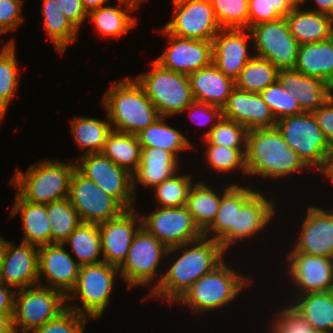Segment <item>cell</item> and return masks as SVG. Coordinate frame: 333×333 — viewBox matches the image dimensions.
Returning <instances> with one entry per match:
<instances>
[{
	"instance_id": "obj_1",
	"label": "cell",
	"mask_w": 333,
	"mask_h": 333,
	"mask_svg": "<svg viewBox=\"0 0 333 333\" xmlns=\"http://www.w3.org/2000/svg\"><path fill=\"white\" fill-rule=\"evenodd\" d=\"M192 245V246H191ZM185 249L166 273H162L150 292V297L176 302L201 276L213 271L223 261L225 250L218 241L202 237L184 245L168 248L167 254ZM224 257V258H223Z\"/></svg>"
},
{
	"instance_id": "obj_2",
	"label": "cell",
	"mask_w": 333,
	"mask_h": 333,
	"mask_svg": "<svg viewBox=\"0 0 333 333\" xmlns=\"http://www.w3.org/2000/svg\"><path fill=\"white\" fill-rule=\"evenodd\" d=\"M247 174L263 179L292 175L308 167L290 149L277 127L248 130L245 152Z\"/></svg>"
},
{
	"instance_id": "obj_3",
	"label": "cell",
	"mask_w": 333,
	"mask_h": 333,
	"mask_svg": "<svg viewBox=\"0 0 333 333\" xmlns=\"http://www.w3.org/2000/svg\"><path fill=\"white\" fill-rule=\"evenodd\" d=\"M114 84L102 100L112 130L137 135L160 117L136 79L129 76Z\"/></svg>"
},
{
	"instance_id": "obj_4",
	"label": "cell",
	"mask_w": 333,
	"mask_h": 333,
	"mask_svg": "<svg viewBox=\"0 0 333 333\" xmlns=\"http://www.w3.org/2000/svg\"><path fill=\"white\" fill-rule=\"evenodd\" d=\"M76 163H62L45 160L30 166L24 174L16 170L10 185L18 189V195L25 201L38 204L69 198L70 182Z\"/></svg>"
},
{
	"instance_id": "obj_5",
	"label": "cell",
	"mask_w": 333,
	"mask_h": 333,
	"mask_svg": "<svg viewBox=\"0 0 333 333\" xmlns=\"http://www.w3.org/2000/svg\"><path fill=\"white\" fill-rule=\"evenodd\" d=\"M238 274L223 261L194 282L177 302L200 314L225 307L251 282Z\"/></svg>"
},
{
	"instance_id": "obj_6",
	"label": "cell",
	"mask_w": 333,
	"mask_h": 333,
	"mask_svg": "<svg viewBox=\"0 0 333 333\" xmlns=\"http://www.w3.org/2000/svg\"><path fill=\"white\" fill-rule=\"evenodd\" d=\"M137 77L161 117L182 114L194 101L189 76L165 69L156 61L152 62L151 71Z\"/></svg>"
},
{
	"instance_id": "obj_7",
	"label": "cell",
	"mask_w": 333,
	"mask_h": 333,
	"mask_svg": "<svg viewBox=\"0 0 333 333\" xmlns=\"http://www.w3.org/2000/svg\"><path fill=\"white\" fill-rule=\"evenodd\" d=\"M118 273V267L104 261L80 266L76 285L66 296V302L80 297L82 307L72 304L66 307L89 319L100 318L109 303Z\"/></svg>"
},
{
	"instance_id": "obj_8",
	"label": "cell",
	"mask_w": 333,
	"mask_h": 333,
	"mask_svg": "<svg viewBox=\"0 0 333 333\" xmlns=\"http://www.w3.org/2000/svg\"><path fill=\"white\" fill-rule=\"evenodd\" d=\"M66 305V296L56 289L37 285L16 290L12 316L14 333H18L19 326L22 333H33L62 313Z\"/></svg>"
},
{
	"instance_id": "obj_9",
	"label": "cell",
	"mask_w": 333,
	"mask_h": 333,
	"mask_svg": "<svg viewBox=\"0 0 333 333\" xmlns=\"http://www.w3.org/2000/svg\"><path fill=\"white\" fill-rule=\"evenodd\" d=\"M276 127L309 168L320 171L325 163L330 145L317 124L312 112L287 116L276 122Z\"/></svg>"
},
{
	"instance_id": "obj_10",
	"label": "cell",
	"mask_w": 333,
	"mask_h": 333,
	"mask_svg": "<svg viewBox=\"0 0 333 333\" xmlns=\"http://www.w3.org/2000/svg\"><path fill=\"white\" fill-rule=\"evenodd\" d=\"M167 252L163 243L141 227L133 237L124 262L118 267L121 278L129 288L153 284L160 261Z\"/></svg>"
},
{
	"instance_id": "obj_11",
	"label": "cell",
	"mask_w": 333,
	"mask_h": 333,
	"mask_svg": "<svg viewBox=\"0 0 333 333\" xmlns=\"http://www.w3.org/2000/svg\"><path fill=\"white\" fill-rule=\"evenodd\" d=\"M76 169L115 198L125 209H133L136 195L132 174L116 165L102 152L83 154L77 159Z\"/></svg>"
},
{
	"instance_id": "obj_12",
	"label": "cell",
	"mask_w": 333,
	"mask_h": 333,
	"mask_svg": "<svg viewBox=\"0 0 333 333\" xmlns=\"http://www.w3.org/2000/svg\"><path fill=\"white\" fill-rule=\"evenodd\" d=\"M249 30L256 56L270 61L278 70L294 69L299 44L285 18L259 23Z\"/></svg>"
},
{
	"instance_id": "obj_13",
	"label": "cell",
	"mask_w": 333,
	"mask_h": 333,
	"mask_svg": "<svg viewBox=\"0 0 333 333\" xmlns=\"http://www.w3.org/2000/svg\"><path fill=\"white\" fill-rule=\"evenodd\" d=\"M82 223L101 224L126 210L77 169L72 174L69 198Z\"/></svg>"
},
{
	"instance_id": "obj_14",
	"label": "cell",
	"mask_w": 333,
	"mask_h": 333,
	"mask_svg": "<svg viewBox=\"0 0 333 333\" xmlns=\"http://www.w3.org/2000/svg\"><path fill=\"white\" fill-rule=\"evenodd\" d=\"M141 219L142 227L167 248L184 245L204 236L185 205L159 206L148 216L142 214Z\"/></svg>"
},
{
	"instance_id": "obj_15",
	"label": "cell",
	"mask_w": 333,
	"mask_h": 333,
	"mask_svg": "<svg viewBox=\"0 0 333 333\" xmlns=\"http://www.w3.org/2000/svg\"><path fill=\"white\" fill-rule=\"evenodd\" d=\"M174 17L164 29L179 37L212 41L222 29L210 0H175Z\"/></svg>"
},
{
	"instance_id": "obj_16",
	"label": "cell",
	"mask_w": 333,
	"mask_h": 333,
	"mask_svg": "<svg viewBox=\"0 0 333 333\" xmlns=\"http://www.w3.org/2000/svg\"><path fill=\"white\" fill-rule=\"evenodd\" d=\"M275 203L259 190L235 184V218L231 227V244L258 234L273 219Z\"/></svg>"
},
{
	"instance_id": "obj_17",
	"label": "cell",
	"mask_w": 333,
	"mask_h": 333,
	"mask_svg": "<svg viewBox=\"0 0 333 333\" xmlns=\"http://www.w3.org/2000/svg\"><path fill=\"white\" fill-rule=\"evenodd\" d=\"M161 33L166 35L169 44L155 61L163 68L189 76L212 63V41L179 37L164 28Z\"/></svg>"
},
{
	"instance_id": "obj_18",
	"label": "cell",
	"mask_w": 333,
	"mask_h": 333,
	"mask_svg": "<svg viewBox=\"0 0 333 333\" xmlns=\"http://www.w3.org/2000/svg\"><path fill=\"white\" fill-rule=\"evenodd\" d=\"M134 210L126 209L119 216L98 224L104 262L116 267L124 262L134 235L142 227L141 216Z\"/></svg>"
},
{
	"instance_id": "obj_19",
	"label": "cell",
	"mask_w": 333,
	"mask_h": 333,
	"mask_svg": "<svg viewBox=\"0 0 333 333\" xmlns=\"http://www.w3.org/2000/svg\"><path fill=\"white\" fill-rule=\"evenodd\" d=\"M287 260L288 274L300 290L297 295L333 291V258L290 253Z\"/></svg>"
},
{
	"instance_id": "obj_20",
	"label": "cell",
	"mask_w": 333,
	"mask_h": 333,
	"mask_svg": "<svg viewBox=\"0 0 333 333\" xmlns=\"http://www.w3.org/2000/svg\"><path fill=\"white\" fill-rule=\"evenodd\" d=\"M22 242L18 247L7 240L0 264V281L14 289L37 286L39 247Z\"/></svg>"
},
{
	"instance_id": "obj_21",
	"label": "cell",
	"mask_w": 333,
	"mask_h": 333,
	"mask_svg": "<svg viewBox=\"0 0 333 333\" xmlns=\"http://www.w3.org/2000/svg\"><path fill=\"white\" fill-rule=\"evenodd\" d=\"M64 244L52 243L39 247L38 276H45L46 285L61 291L65 296L75 287L80 265L64 249Z\"/></svg>"
},
{
	"instance_id": "obj_22",
	"label": "cell",
	"mask_w": 333,
	"mask_h": 333,
	"mask_svg": "<svg viewBox=\"0 0 333 333\" xmlns=\"http://www.w3.org/2000/svg\"><path fill=\"white\" fill-rule=\"evenodd\" d=\"M301 224L300 238L290 253H303L333 258V212L319 206L308 208Z\"/></svg>"
},
{
	"instance_id": "obj_23",
	"label": "cell",
	"mask_w": 333,
	"mask_h": 333,
	"mask_svg": "<svg viewBox=\"0 0 333 333\" xmlns=\"http://www.w3.org/2000/svg\"><path fill=\"white\" fill-rule=\"evenodd\" d=\"M221 29L212 40V63L225 75L236 80L253 57L248 54L250 30ZM244 32V33H243Z\"/></svg>"
},
{
	"instance_id": "obj_24",
	"label": "cell",
	"mask_w": 333,
	"mask_h": 333,
	"mask_svg": "<svg viewBox=\"0 0 333 333\" xmlns=\"http://www.w3.org/2000/svg\"><path fill=\"white\" fill-rule=\"evenodd\" d=\"M222 116L246 127L248 130L272 128L276 119L260 93L235 88L222 108Z\"/></svg>"
},
{
	"instance_id": "obj_25",
	"label": "cell",
	"mask_w": 333,
	"mask_h": 333,
	"mask_svg": "<svg viewBox=\"0 0 333 333\" xmlns=\"http://www.w3.org/2000/svg\"><path fill=\"white\" fill-rule=\"evenodd\" d=\"M278 81L291 92L303 112L317 110L333 95L330 84L295 69H280Z\"/></svg>"
},
{
	"instance_id": "obj_26",
	"label": "cell",
	"mask_w": 333,
	"mask_h": 333,
	"mask_svg": "<svg viewBox=\"0 0 333 333\" xmlns=\"http://www.w3.org/2000/svg\"><path fill=\"white\" fill-rule=\"evenodd\" d=\"M194 101L223 108L236 88L235 80L225 76L213 63L189 75Z\"/></svg>"
},
{
	"instance_id": "obj_27",
	"label": "cell",
	"mask_w": 333,
	"mask_h": 333,
	"mask_svg": "<svg viewBox=\"0 0 333 333\" xmlns=\"http://www.w3.org/2000/svg\"><path fill=\"white\" fill-rule=\"evenodd\" d=\"M178 167L179 159L173 153L162 148L141 147L140 164L132 174L134 194L137 183L154 188L178 173Z\"/></svg>"
},
{
	"instance_id": "obj_28",
	"label": "cell",
	"mask_w": 333,
	"mask_h": 333,
	"mask_svg": "<svg viewBox=\"0 0 333 333\" xmlns=\"http://www.w3.org/2000/svg\"><path fill=\"white\" fill-rule=\"evenodd\" d=\"M17 213L21 216L24 234L22 242L37 247L51 244V224L47 218L46 204L25 201L17 194L11 216Z\"/></svg>"
},
{
	"instance_id": "obj_29",
	"label": "cell",
	"mask_w": 333,
	"mask_h": 333,
	"mask_svg": "<svg viewBox=\"0 0 333 333\" xmlns=\"http://www.w3.org/2000/svg\"><path fill=\"white\" fill-rule=\"evenodd\" d=\"M294 69L333 87V39L299 45Z\"/></svg>"
},
{
	"instance_id": "obj_30",
	"label": "cell",
	"mask_w": 333,
	"mask_h": 333,
	"mask_svg": "<svg viewBox=\"0 0 333 333\" xmlns=\"http://www.w3.org/2000/svg\"><path fill=\"white\" fill-rule=\"evenodd\" d=\"M285 19L290 32L299 45L318 43L331 38L332 17L311 11L293 8Z\"/></svg>"
},
{
	"instance_id": "obj_31",
	"label": "cell",
	"mask_w": 333,
	"mask_h": 333,
	"mask_svg": "<svg viewBox=\"0 0 333 333\" xmlns=\"http://www.w3.org/2000/svg\"><path fill=\"white\" fill-rule=\"evenodd\" d=\"M294 298L291 306L316 332L333 333V291L306 293Z\"/></svg>"
},
{
	"instance_id": "obj_32",
	"label": "cell",
	"mask_w": 333,
	"mask_h": 333,
	"mask_svg": "<svg viewBox=\"0 0 333 333\" xmlns=\"http://www.w3.org/2000/svg\"><path fill=\"white\" fill-rule=\"evenodd\" d=\"M117 2L125 5V9L106 5L88 12L87 17L91 18L90 22L94 23L96 31L103 37L120 38L136 25L134 17L129 13L137 7L129 2L120 0H117Z\"/></svg>"
},
{
	"instance_id": "obj_33",
	"label": "cell",
	"mask_w": 333,
	"mask_h": 333,
	"mask_svg": "<svg viewBox=\"0 0 333 333\" xmlns=\"http://www.w3.org/2000/svg\"><path fill=\"white\" fill-rule=\"evenodd\" d=\"M198 181L194 183L186 200V208L191 213L194 222L204 232L214 221L221 203L222 194ZM217 193V194H216Z\"/></svg>"
},
{
	"instance_id": "obj_34",
	"label": "cell",
	"mask_w": 333,
	"mask_h": 333,
	"mask_svg": "<svg viewBox=\"0 0 333 333\" xmlns=\"http://www.w3.org/2000/svg\"><path fill=\"white\" fill-rule=\"evenodd\" d=\"M166 117H159L153 124L137 134L141 147L162 148L173 153L178 159L180 151L193 147L190 140L177 129L165 123Z\"/></svg>"
},
{
	"instance_id": "obj_35",
	"label": "cell",
	"mask_w": 333,
	"mask_h": 333,
	"mask_svg": "<svg viewBox=\"0 0 333 333\" xmlns=\"http://www.w3.org/2000/svg\"><path fill=\"white\" fill-rule=\"evenodd\" d=\"M102 153L133 174L140 164L141 145L137 135L112 130L106 137Z\"/></svg>"
},
{
	"instance_id": "obj_36",
	"label": "cell",
	"mask_w": 333,
	"mask_h": 333,
	"mask_svg": "<svg viewBox=\"0 0 333 333\" xmlns=\"http://www.w3.org/2000/svg\"><path fill=\"white\" fill-rule=\"evenodd\" d=\"M106 120L92 117H75L71 120V132L74 140L85 153L102 152L106 137L112 131L108 116Z\"/></svg>"
},
{
	"instance_id": "obj_37",
	"label": "cell",
	"mask_w": 333,
	"mask_h": 333,
	"mask_svg": "<svg viewBox=\"0 0 333 333\" xmlns=\"http://www.w3.org/2000/svg\"><path fill=\"white\" fill-rule=\"evenodd\" d=\"M44 28L54 47L64 54L69 43L77 38L78 29L64 16L56 0H42Z\"/></svg>"
},
{
	"instance_id": "obj_38",
	"label": "cell",
	"mask_w": 333,
	"mask_h": 333,
	"mask_svg": "<svg viewBox=\"0 0 333 333\" xmlns=\"http://www.w3.org/2000/svg\"><path fill=\"white\" fill-rule=\"evenodd\" d=\"M63 244L71 245L80 266L103 262V259H99L102 251L98 224L81 222Z\"/></svg>"
},
{
	"instance_id": "obj_39",
	"label": "cell",
	"mask_w": 333,
	"mask_h": 333,
	"mask_svg": "<svg viewBox=\"0 0 333 333\" xmlns=\"http://www.w3.org/2000/svg\"><path fill=\"white\" fill-rule=\"evenodd\" d=\"M278 69L268 60L253 55L235 80L237 89L261 93L278 80Z\"/></svg>"
},
{
	"instance_id": "obj_40",
	"label": "cell",
	"mask_w": 333,
	"mask_h": 333,
	"mask_svg": "<svg viewBox=\"0 0 333 333\" xmlns=\"http://www.w3.org/2000/svg\"><path fill=\"white\" fill-rule=\"evenodd\" d=\"M234 218L235 184L233 183L225 186L218 213L213 223L203 232L204 237L218 241L223 249L227 251L231 245V227H234ZM211 230L213 231L212 234L210 233Z\"/></svg>"
},
{
	"instance_id": "obj_41",
	"label": "cell",
	"mask_w": 333,
	"mask_h": 333,
	"mask_svg": "<svg viewBox=\"0 0 333 333\" xmlns=\"http://www.w3.org/2000/svg\"><path fill=\"white\" fill-rule=\"evenodd\" d=\"M46 214L51 224V244H63L81 223L68 198L46 204Z\"/></svg>"
},
{
	"instance_id": "obj_42",
	"label": "cell",
	"mask_w": 333,
	"mask_h": 333,
	"mask_svg": "<svg viewBox=\"0 0 333 333\" xmlns=\"http://www.w3.org/2000/svg\"><path fill=\"white\" fill-rule=\"evenodd\" d=\"M15 41L11 39L0 50V114L7 111L16 90L18 89V63L15 52Z\"/></svg>"
},
{
	"instance_id": "obj_43",
	"label": "cell",
	"mask_w": 333,
	"mask_h": 333,
	"mask_svg": "<svg viewBox=\"0 0 333 333\" xmlns=\"http://www.w3.org/2000/svg\"><path fill=\"white\" fill-rule=\"evenodd\" d=\"M247 134L248 129L246 127L222 116L220 119H216L214 125L209 128L202 139L206 144L246 149Z\"/></svg>"
},
{
	"instance_id": "obj_44",
	"label": "cell",
	"mask_w": 333,
	"mask_h": 333,
	"mask_svg": "<svg viewBox=\"0 0 333 333\" xmlns=\"http://www.w3.org/2000/svg\"><path fill=\"white\" fill-rule=\"evenodd\" d=\"M193 181L190 175H177L165 179L154 187L156 199L161 207H181L186 204Z\"/></svg>"
},
{
	"instance_id": "obj_45",
	"label": "cell",
	"mask_w": 333,
	"mask_h": 333,
	"mask_svg": "<svg viewBox=\"0 0 333 333\" xmlns=\"http://www.w3.org/2000/svg\"><path fill=\"white\" fill-rule=\"evenodd\" d=\"M260 95L271 110L276 121L303 112L291 92L278 80L269 85Z\"/></svg>"
},
{
	"instance_id": "obj_46",
	"label": "cell",
	"mask_w": 333,
	"mask_h": 333,
	"mask_svg": "<svg viewBox=\"0 0 333 333\" xmlns=\"http://www.w3.org/2000/svg\"><path fill=\"white\" fill-rule=\"evenodd\" d=\"M222 29H248V0H210Z\"/></svg>"
},
{
	"instance_id": "obj_47",
	"label": "cell",
	"mask_w": 333,
	"mask_h": 333,
	"mask_svg": "<svg viewBox=\"0 0 333 333\" xmlns=\"http://www.w3.org/2000/svg\"><path fill=\"white\" fill-rule=\"evenodd\" d=\"M207 149L205 155L207 162L218 172H231L241 169L244 175H247L245 152L246 149H235L219 146L217 144H205Z\"/></svg>"
},
{
	"instance_id": "obj_48",
	"label": "cell",
	"mask_w": 333,
	"mask_h": 333,
	"mask_svg": "<svg viewBox=\"0 0 333 333\" xmlns=\"http://www.w3.org/2000/svg\"><path fill=\"white\" fill-rule=\"evenodd\" d=\"M292 9L286 0H248V29L262 22L285 18Z\"/></svg>"
},
{
	"instance_id": "obj_49",
	"label": "cell",
	"mask_w": 333,
	"mask_h": 333,
	"mask_svg": "<svg viewBox=\"0 0 333 333\" xmlns=\"http://www.w3.org/2000/svg\"><path fill=\"white\" fill-rule=\"evenodd\" d=\"M89 318L66 308L56 318L46 322L33 333H84Z\"/></svg>"
},
{
	"instance_id": "obj_50",
	"label": "cell",
	"mask_w": 333,
	"mask_h": 333,
	"mask_svg": "<svg viewBox=\"0 0 333 333\" xmlns=\"http://www.w3.org/2000/svg\"><path fill=\"white\" fill-rule=\"evenodd\" d=\"M271 333H319L289 303L288 307L276 313Z\"/></svg>"
},
{
	"instance_id": "obj_51",
	"label": "cell",
	"mask_w": 333,
	"mask_h": 333,
	"mask_svg": "<svg viewBox=\"0 0 333 333\" xmlns=\"http://www.w3.org/2000/svg\"><path fill=\"white\" fill-rule=\"evenodd\" d=\"M23 0H0V34L10 32L23 22Z\"/></svg>"
},
{
	"instance_id": "obj_52",
	"label": "cell",
	"mask_w": 333,
	"mask_h": 333,
	"mask_svg": "<svg viewBox=\"0 0 333 333\" xmlns=\"http://www.w3.org/2000/svg\"><path fill=\"white\" fill-rule=\"evenodd\" d=\"M312 113L326 141L333 145V95Z\"/></svg>"
},
{
	"instance_id": "obj_53",
	"label": "cell",
	"mask_w": 333,
	"mask_h": 333,
	"mask_svg": "<svg viewBox=\"0 0 333 333\" xmlns=\"http://www.w3.org/2000/svg\"><path fill=\"white\" fill-rule=\"evenodd\" d=\"M64 16L79 30L88 15L81 0H56Z\"/></svg>"
},
{
	"instance_id": "obj_54",
	"label": "cell",
	"mask_w": 333,
	"mask_h": 333,
	"mask_svg": "<svg viewBox=\"0 0 333 333\" xmlns=\"http://www.w3.org/2000/svg\"><path fill=\"white\" fill-rule=\"evenodd\" d=\"M188 109H189V111L190 110L192 111L191 112V114H192L191 119H194L193 121L196 122L197 124H203L204 125L205 123H207L208 121H210L212 119H216V118L220 119L222 117V108L219 107V106L212 105V104L200 103V102L193 101L186 108V110H188ZM192 117H194V118H192ZM203 118L206 121H204Z\"/></svg>"
},
{
	"instance_id": "obj_55",
	"label": "cell",
	"mask_w": 333,
	"mask_h": 333,
	"mask_svg": "<svg viewBox=\"0 0 333 333\" xmlns=\"http://www.w3.org/2000/svg\"><path fill=\"white\" fill-rule=\"evenodd\" d=\"M9 286L0 281V315L13 316L14 297L16 290H9Z\"/></svg>"
},
{
	"instance_id": "obj_56",
	"label": "cell",
	"mask_w": 333,
	"mask_h": 333,
	"mask_svg": "<svg viewBox=\"0 0 333 333\" xmlns=\"http://www.w3.org/2000/svg\"><path fill=\"white\" fill-rule=\"evenodd\" d=\"M307 1V0H305ZM319 8L308 9L333 18V0H315Z\"/></svg>"
},
{
	"instance_id": "obj_57",
	"label": "cell",
	"mask_w": 333,
	"mask_h": 333,
	"mask_svg": "<svg viewBox=\"0 0 333 333\" xmlns=\"http://www.w3.org/2000/svg\"><path fill=\"white\" fill-rule=\"evenodd\" d=\"M333 181V145L330 146L326 155L323 168L319 171Z\"/></svg>"
},
{
	"instance_id": "obj_58",
	"label": "cell",
	"mask_w": 333,
	"mask_h": 333,
	"mask_svg": "<svg viewBox=\"0 0 333 333\" xmlns=\"http://www.w3.org/2000/svg\"><path fill=\"white\" fill-rule=\"evenodd\" d=\"M0 333H14L12 316L0 315Z\"/></svg>"
},
{
	"instance_id": "obj_59",
	"label": "cell",
	"mask_w": 333,
	"mask_h": 333,
	"mask_svg": "<svg viewBox=\"0 0 333 333\" xmlns=\"http://www.w3.org/2000/svg\"><path fill=\"white\" fill-rule=\"evenodd\" d=\"M106 1L108 0H81L83 8L86 10L87 13L91 10L106 6L104 5Z\"/></svg>"
},
{
	"instance_id": "obj_60",
	"label": "cell",
	"mask_w": 333,
	"mask_h": 333,
	"mask_svg": "<svg viewBox=\"0 0 333 333\" xmlns=\"http://www.w3.org/2000/svg\"><path fill=\"white\" fill-rule=\"evenodd\" d=\"M286 1L292 8H300L299 5L305 2V0H286Z\"/></svg>"
},
{
	"instance_id": "obj_61",
	"label": "cell",
	"mask_w": 333,
	"mask_h": 333,
	"mask_svg": "<svg viewBox=\"0 0 333 333\" xmlns=\"http://www.w3.org/2000/svg\"><path fill=\"white\" fill-rule=\"evenodd\" d=\"M6 243H7V241L4 238L0 237V264L2 261V256H3V252H4Z\"/></svg>"
},
{
	"instance_id": "obj_62",
	"label": "cell",
	"mask_w": 333,
	"mask_h": 333,
	"mask_svg": "<svg viewBox=\"0 0 333 333\" xmlns=\"http://www.w3.org/2000/svg\"><path fill=\"white\" fill-rule=\"evenodd\" d=\"M120 1H125V2L132 3V4L135 5L137 8H138V5H140V3L143 2V0H120Z\"/></svg>"
},
{
	"instance_id": "obj_63",
	"label": "cell",
	"mask_w": 333,
	"mask_h": 333,
	"mask_svg": "<svg viewBox=\"0 0 333 333\" xmlns=\"http://www.w3.org/2000/svg\"><path fill=\"white\" fill-rule=\"evenodd\" d=\"M331 38L333 39V18H332V31H331Z\"/></svg>"
},
{
	"instance_id": "obj_64",
	"label": "cell",
	"mask_w": 333,
	"mask_h": 333,
	"mask_svg": "<svg viewBox=\"0 0 333 333\" xmlns=\"http://www.w3.org/2000/svg\"><path fill=\"white\" fill-rule=\"evenodd\" d=\"M3 117H4V116H3L2 114H0V122H1V120L3 119Z\"/></svg>"
}]
</instances>
